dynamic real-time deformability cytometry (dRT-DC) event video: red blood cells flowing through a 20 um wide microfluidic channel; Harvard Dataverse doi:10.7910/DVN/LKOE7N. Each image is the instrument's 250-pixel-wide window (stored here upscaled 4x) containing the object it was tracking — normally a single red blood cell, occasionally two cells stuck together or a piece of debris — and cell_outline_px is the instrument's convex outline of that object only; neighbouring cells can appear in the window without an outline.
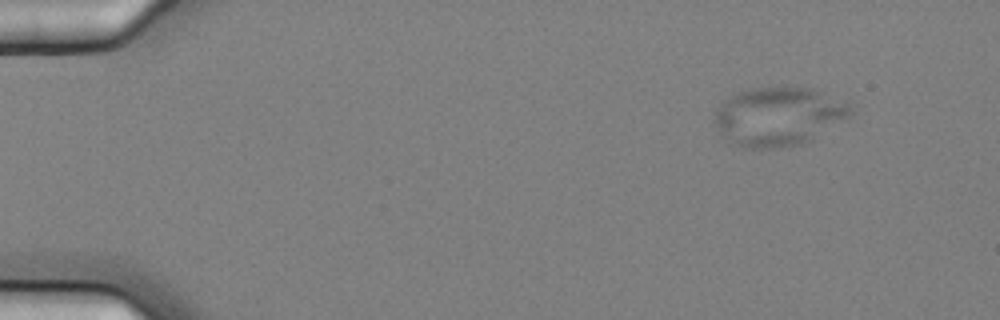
{"species": "common noctule bat (a hibernating species)", "species_latin": "Nyctalus noctula", "temperature_condition": "cold", "stored_images_in_passage": 6, "camera_frame_rate_fps": 3000, "um_per_image_px": 0.085, "animal": {"sex": "female", "body_mass_g": 25.1}, "frame": {"image": 1, "passage_image": 1, "time_ms": 0.0, "image_size_px": [1000, 320], "cell_outline_px": [[856, 104], [852, 112], [848, 116], [812, 140], [800, 144], [776, 148], [744, 148], [728, 144], [720, 136], [716, 128], [716, 112], [720, 104], [736, 92], [748, 88], [812, 88], [848, 100]], "centroid_in_image_um": [66.19, 9.9], "position_along_channel_um": 18.8, "area_um2": 47.05}}
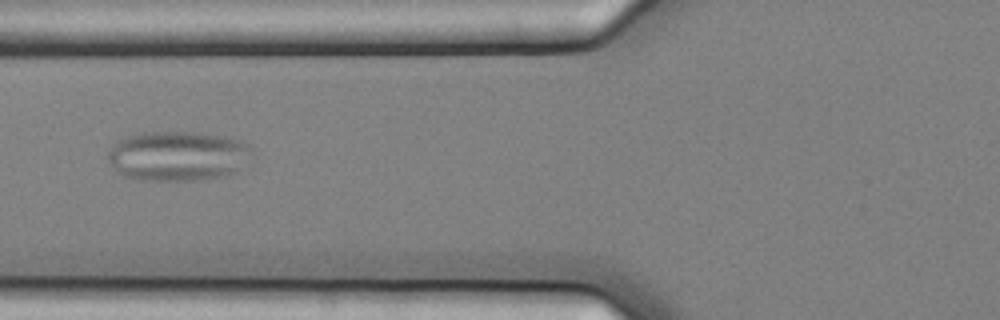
{"frame": {"image": 2, "passage_image": 6, "time_ms": 1.667, "image_size_px": [1000, 320], "cell_outline_px": [[252, 152], [236, 172], [228, 176], [196, 180], [140, 180], [124, 176], [116, 172], [108, 164], [108, 152], [116, 140], [136, 132], [196, 132], [232, 136], [248, 144]], "centroid_in_image_um": [15.07, 13.24], "position_along_channel_um": 110.7, "area_um2": 42.48}}